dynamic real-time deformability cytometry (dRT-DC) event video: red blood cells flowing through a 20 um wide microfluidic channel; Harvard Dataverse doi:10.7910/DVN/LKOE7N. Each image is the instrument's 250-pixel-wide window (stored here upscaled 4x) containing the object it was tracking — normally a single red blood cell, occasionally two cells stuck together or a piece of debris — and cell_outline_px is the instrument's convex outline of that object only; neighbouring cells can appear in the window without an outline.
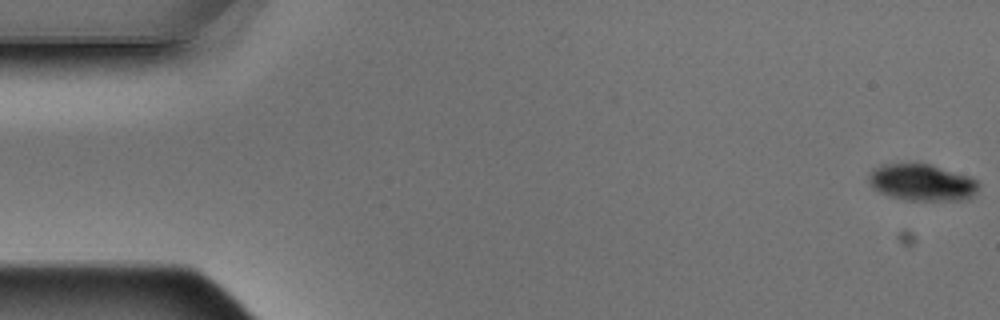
{"species": "Egyptian fruit bat (a non-hibernating species)", "species_latin": "Rousettus aegyptiacus", "temperature_condition": "warm", "stored_images_in_passage": 5, "camera_frame_rate_fps": 3000, "um_per_image_px": 0.085, "animal": {"sex": "male"}, "frame": {"image": 1, "passage_image": 1, "time_ms": 0.0, "image_size_px": [1000, 320], "cell_outline_px": [[980, 188], [968, 200], [904, 200], [880, 192], [872, 188], [868, 180], [868, 176], [872, 168], [884, 164], [916, 160], [932, 164], [972, 176], [980, 184]], "centroid_in_image_um": [78.38, 15.46], "position_along_channel_um": 6.6, "area_um2": 24.51}}